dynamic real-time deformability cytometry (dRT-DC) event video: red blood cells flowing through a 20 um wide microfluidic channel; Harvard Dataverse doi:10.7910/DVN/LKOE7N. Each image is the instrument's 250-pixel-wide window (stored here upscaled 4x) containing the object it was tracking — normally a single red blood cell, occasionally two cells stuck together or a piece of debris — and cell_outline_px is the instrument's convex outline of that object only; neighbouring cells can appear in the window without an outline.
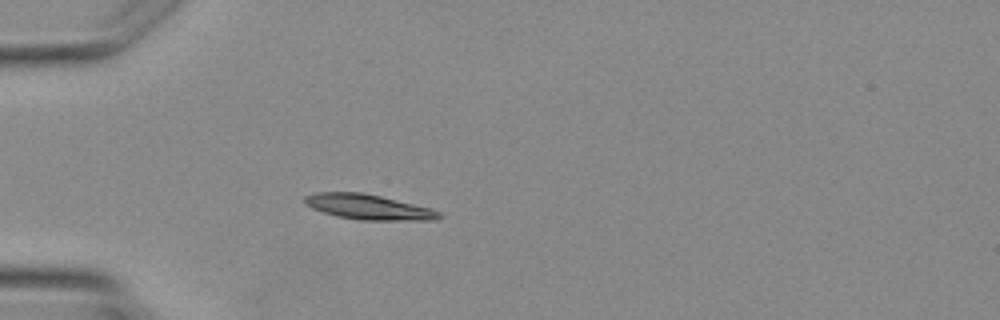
{"species": "Egyptian fruit bat (a non-hibernating species)", "species_latin": "Rousettus aegyptiacus", "temperature_condition": "warm", "stored_images_in_passage": 3, "camera_frame_rate_fps": 3000, "um_per_image_px": 0.085, "animal": {"sex": "female"}, "frame": {"image": 1, "passage_image": 3, "time_ms": 2.667, "image_size_px": [1000, 320], "cell_outline_px": [[444, 216], [436, 220], [360, 220], [336, 216], [312, 208], [304, 204], [304, 196], [316, 192], [360, 192], [380, 196], [432, 208], [440, 212]], "centroid_in_image_um": [31.33, 17.59], "position_along_channel_um": 53.7, "area_um2": 19.77}}